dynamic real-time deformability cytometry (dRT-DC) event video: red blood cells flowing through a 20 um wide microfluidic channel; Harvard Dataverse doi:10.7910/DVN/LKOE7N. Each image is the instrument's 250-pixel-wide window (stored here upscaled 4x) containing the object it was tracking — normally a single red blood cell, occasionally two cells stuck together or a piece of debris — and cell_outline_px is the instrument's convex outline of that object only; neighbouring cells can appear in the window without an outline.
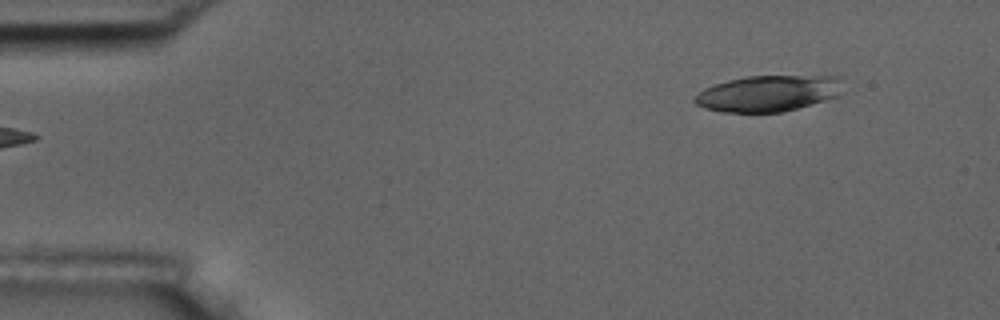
{"species": "common noctule bat (a hibernating species)", "species_latin": "Nyctalus noctula", "temperature_condition": "room temperature", "stored_images_in_passage": 5, "segment_of_instrument_passage": [2, 2], "camera_frame_rate_fps": 3000, "um_per_image_px": 0.085, "animal": {"sex": "male", "body_mass_g": 17.5, "forearm_length_mm": 52.3}, "frame": {"image": 1, "passage_image": 5, "time_ms": 1.333, "image_size_px": [1000, 320], "cell_outline_px": [[840, 96], [796, 108], [780, 112], [720, 112], [696, 104], [692, 100], [704, 88], [728, 80], [748, 76], [840, 76]], "centroid_in_image_um": [65.3, 7.93], "position_along_channel_um": 19.7, "area_um2": 30.87}}